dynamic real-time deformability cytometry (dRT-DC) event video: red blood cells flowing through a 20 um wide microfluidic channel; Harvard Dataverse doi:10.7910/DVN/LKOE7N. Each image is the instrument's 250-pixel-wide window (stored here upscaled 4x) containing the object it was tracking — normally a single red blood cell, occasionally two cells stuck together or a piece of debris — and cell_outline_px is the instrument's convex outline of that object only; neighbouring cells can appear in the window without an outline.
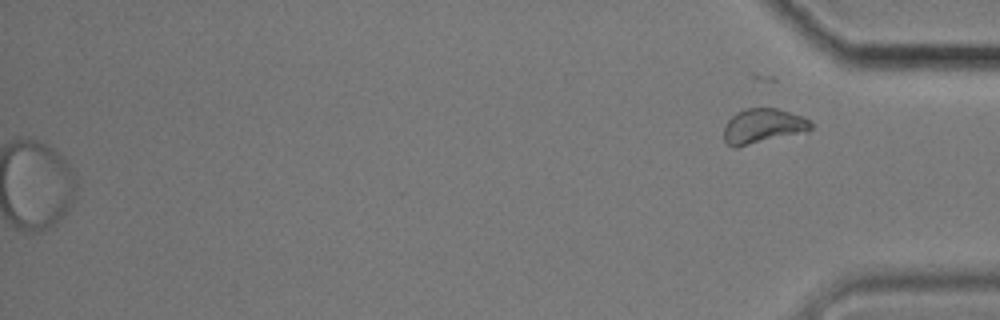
{"species": "common noctule bat (a hibernating species)", "species_latin": "Nyctalus noctula", "temperature_condition": "cold", "stored_images_in_passage": 55, "camera_frame_rate_fps": 3000, "um_per_image_px": 0.085, "animal": {"sex": "male", "body_mass_g": 17.9}, "frame": {"image": 1, "passage_image": 55, "time_ms": 18.0, "image_size_px": [1000, 320], "cell_outline_px": [[816, 124], [808, 132], [736, 148], [732, 148], [724, 140], [724, 128], [728, 120], [736, 112], [744, 108], [776, 108], [804, 116]], "centroid_in_image_um": [64.9, 10.72], "position_along_channel_um": 370.3, "area_um2": 18.15}}